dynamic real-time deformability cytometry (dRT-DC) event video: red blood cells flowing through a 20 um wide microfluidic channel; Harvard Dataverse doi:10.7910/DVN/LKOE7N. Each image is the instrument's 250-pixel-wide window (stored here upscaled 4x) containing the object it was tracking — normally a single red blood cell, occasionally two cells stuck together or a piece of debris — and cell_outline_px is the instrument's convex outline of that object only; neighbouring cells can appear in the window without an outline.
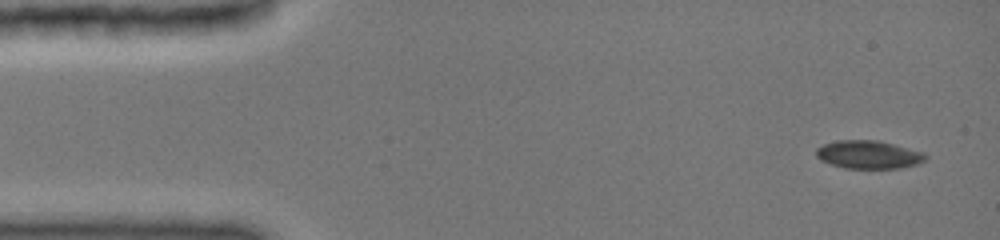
{"species": "common noctule bat (a hibernating species)", "species_latin": "Nyctalus noctula", "temperature_condition": "cold", "stored_images_in_passage": 6, "camera_frame_rate_fps": 3000, "um_per_image_px": 0.085, "animal": {"sex": "female", "body_mass_g": 19.0, "forearm_length_mm": 51.5}, "frame": {"image": 1, "passage_image": 1, "time_ms": 0.0, "image_size_px": [1000, 240], "cell_outline_px": [[928, 156], [920, 164], [900, 168], [844, 168], [820, 160], [816, 156], [816, 148], [824, 144], [836, 140], [880, 140], [924, 152]], "centroid_in_image_um": [73.85, 13.13], "position_along_channel_um": 11.1, "area_um2": 18.09}}
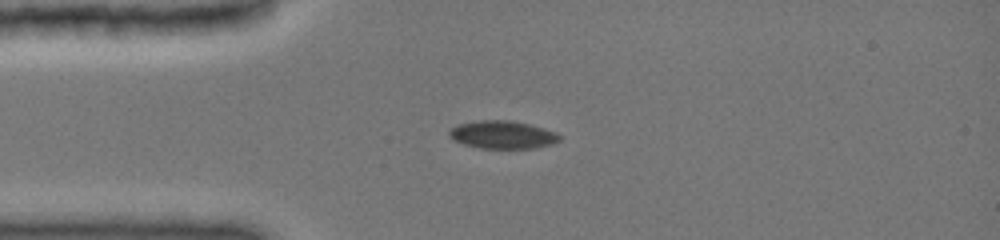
{"frame": {"image": 2, "passage_image": 5, "time_ms": 3.0, "image_size_px": [1000, 240], "cell_outline_px": [[560, 140], [552, 144], [532, 148], [480, 148], [464, 144], [452, 140], [448, 136], [448, 132], [456, 124], [480, 120], [508, 120], [528, 124], [544, 128], [556, 132], [560, 136]], "centroid_in_image_um": [42.68, 11.45], "position_along_channel_um": 42.3, "area_um2": 17.92}}